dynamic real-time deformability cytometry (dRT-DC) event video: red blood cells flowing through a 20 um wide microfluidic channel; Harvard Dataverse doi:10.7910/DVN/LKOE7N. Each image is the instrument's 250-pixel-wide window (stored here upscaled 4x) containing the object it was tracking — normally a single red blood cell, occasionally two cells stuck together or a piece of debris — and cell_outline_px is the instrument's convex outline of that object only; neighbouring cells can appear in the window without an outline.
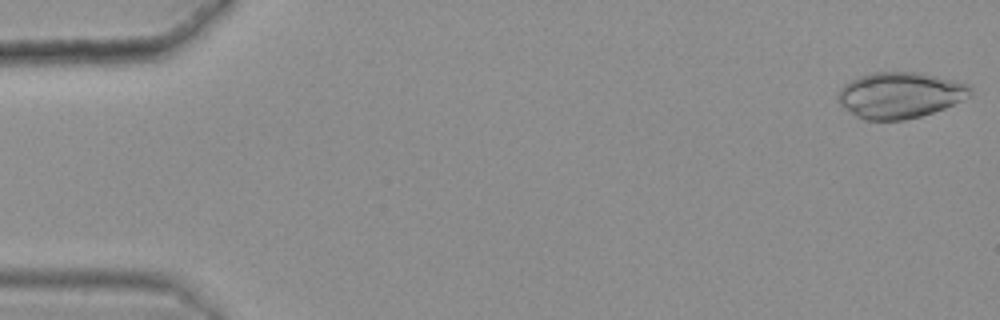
{"species": "common noctule bat (a hibernating species)", "species_latin": "Nyctalus noctula", "temperature_condition": "warm", "stored_images_in_passage": 49, "camera_frame_rate_fps": 3000, "um_per_image_px": 0.085, "animal": {"sex": "female", "body_mass_g": 25.1}, "frame": {"image": 1, "passage_image": 1, "time_ms": 0.0, "image_size_px": [1000, 320], "cell_outline_px": [[972, 92], [968, 96], [944, 108], [920, 116], [904, 120], [864, 120], [856, 116], [844, 108], [840, 104], [836, 96], [840, 88], [844, 84], [860, 76], [872, 72], [920, 72], [972, 84]], "centroid_in_image_um": [76.49, 8.07], "position_along_channel_um": 8.5, "area_um2": 35.55}}
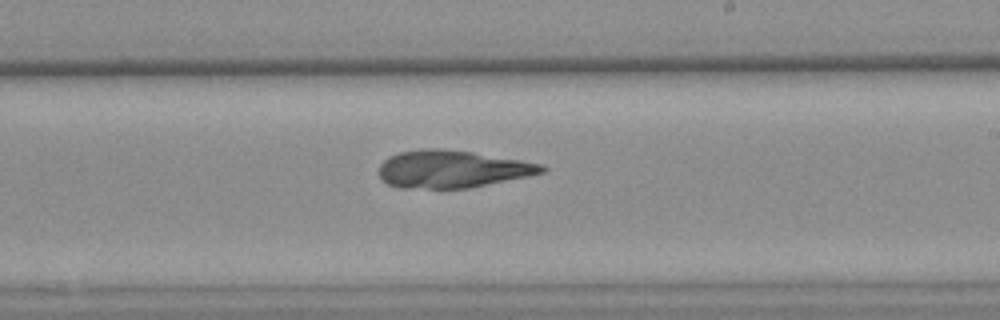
{"frame": {"image": 2, "passage_image": 33, "time_ms": 10.667, "image_size_px": [1000, 320], "cell_outline_px": [[548, 168], [544, 172], [468, 188], [400, 188], [388, 184], [380, 180], [376, 172], [380, 164], [388, 156], [400, 152], [420, 148], [440, 148], [472, 152], [520, 160], [540, 164]], "centroid_in_image_um": [38.32, 14.36], "position_along_channel_um": 250.7, "area_um2": 35.55}}
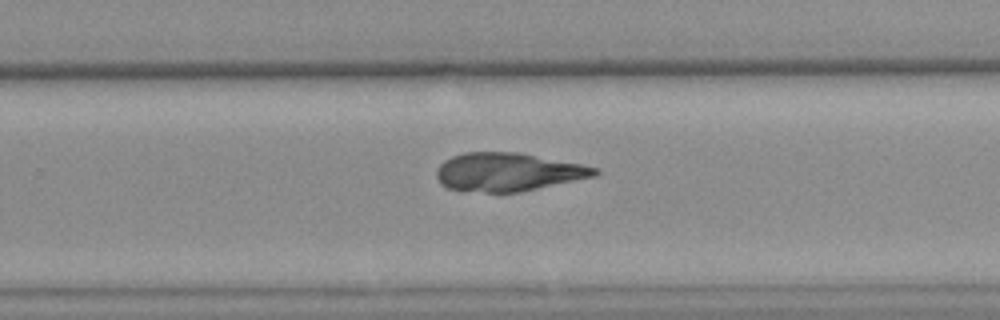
{"frame": {"image": 3, "passage_image": 36, "time_ms": 11.667, "image_size_px": [1000, 320], "cell_outline_px": [[600, 172], [596, 176], [520, 192], [488, 192], [448, 188], [440, 184], [436, 176], [436, 172], [440, 164], [444, 160], [452, 156], [464, 152], [516, 152], [580, 164], [600, 168]], "centroid_in_image_um": [43.18, 14.61], "position_along_channel_um": 286.6, "area_um2": 35.14}}